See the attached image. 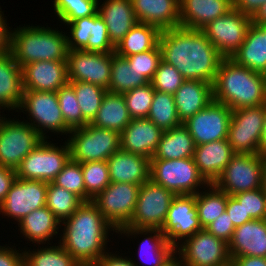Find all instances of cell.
<instances>
[{"label": "cell", "mask_w": 266, "mask_h": 266, "mask_svg": "<svg viewBox=\"0 0 266 266\" xmlns=\"http://www.w3.org/2000/svg\"><path fill=\"white\" fill-rule=\"evenodd\" d=\"M251 23L249 15L232 8L225 15L211 21L201 31L224 58H231L245 41Z\"/></svg>", "instance_id": "obj_13"}, {"label": "cell", "mask_w": 266, "mask_h": 266, "mask_svg": "<svg viewBox=\"0 0 266 266\" xmlns=\"http://www.w3.org/2000/svg\"><path fill=\"white\" fill-rule=\"evenodd\" d=\"M1 107V106H0ZM1 109V108H0ZM1 116V115H0ZM5 118H3V117H0V125H1V123H2V121L4 120Z\"/></svg>", "instance_id": "obj_64"}, {"label": "cell", "mask_w": 266, "mask_h": 266, "mask_svg": "<svg viewBox=\"0 0 266 266\" xmlns=\"http://www.w3.org/2000/svg\"><path fill=\"white\" fill-rule=\"evenodd\" d=\"M81 266H91V264H84V265H81Z\"/></svg>", "instance_id": "obj_66"}, {"label": "cell", "mask_w": 266, "mask_h": 266, "mask_svg": "<svg viewBox=\"0 0 266 266\" xmlns=\"http://www.w3.org/2000/svg\"><path fill=\"white\" fill-rule=\"evenodd\" d=\"M232 109L212 101L194 116L183 122L195 145L227 139Z\"/></svg>", "instance_id": "obj_16"}, {"label": "cell", "mask_w": 266, "mask_h": 266, "mask_svg": "<svg viewBox=\"0 0 266 266\" xmlns=\"http://www.w3.org/2000/svg\"><path fill=\"white\" fill-rule=\"evenodd\" d=\"M235 155L227 139L197 145L193 159L199 173L212 184Z\"/></svg>", "instance_id": "obj_26"}, {"label": "cell", "mask_w": 266, "mask_h": 266, "mask_svg": "<svg viewBox=\"0 0 266 266\" xmlns=\"http://www.w3.org/2000/svg\"><path fill=\"white\" fill-rule=\"evenodd\" d=\"M84 184L85 202L91 201L102 192L110 183L107 161H94L81 163Z\"/></svg>", "instance_id": "obj_42"}, {"label": "cell", "mask_w": 266, "mask_h": 266, "mask_svg": "<svg viewBox=\"0 0 266 266\" xmlns=\"http://www.w3.org/2000/svg\"><path fill=\"white\" fill-rule=\"evenodd\" d=\"M226 212L235 228L253 220L250 216H246L245 209L233 195H228Z\"/></svg>", "instance_id": "obj_53"}, {"label": "cell", "mask_w": 266, "mask_h": 266, "mask_svg": "<svg viewBox=\"0 0 266 266\" xmlns=\"http://www.w3.org/2000/svg\"><path fill=\"white\" fill-rule=\"evenodd\" d=\"M131 120L123 94L107 91L98 113L89 124L121 133Z\"/></svg>", "instance_id": "obj_32"}, {"label": "cell", "mask_w": 266, "mask_h": 266, "mask_svg": "<svg viewBox=\"0 0 266 266\" xmlns=\"http://www.w3.org/2000/svg\"><path fill=\"white\" fill-rule=\"evenodd\" d=\"M69 25L70 34L67 36L69 50H84L88 51V39L92 36L94 25V15L74 20L66 23Z\"/></svg>", "instance_id": "obj_49"}, {"label": "cell", "mask_w": 266, "mask_h": 266, "mask_svg": "<svg viewBox=\"0 0 266 266\" xmlns=\"http://www.w3.org/2000/svg\"><path fill=\"white\" fill-rule=\"evenodd\" d=\"M52 182L55 185L74 193L85 202V184L81 163L73 161L70 158L63 170Z\"/></svg>", "instance_id": "obj_46"}, {"label": "cell", "mask_w": 266, "mask_h": 266, "mask_svg": "<svg viewBox=\"0 0 266 266\" xmlns=\"http://www.w3.org/2000/svg\"><path fill=\"white\" fill-rule=\"evenodd\" d=\"M0 246V266H24L23 265V252H17L16 249L5 248Z\"/></svg>", "instance_id": "obj_55"}, {"label": "cell", "mask_w": 266, "mask_h": 266, "mask_svg": "<svg viewBox=\"0 0 266 266\" xmlns=\"http://www.w3.org/2000/svg\"><path fill=\"white\" fill-rule=\"evenodd\" d=\"M125 58L130 68H133L139 75H143L150 82L162 60V51L158 44L154 49L133 54Z\"/></svg>", "instance_id": "obj_48"}, {"label": "cell", "mask_w": 266, "mask_h": 266, "mask_svg": "<svg viewBox=\"0 0 266 266\" xmlns=\"http://www.w3.org/2000/svg\"><path fill=\"white\" fill-rule=\"evenodd\" d=\"M16 178V170L0 166V204L4 201Z\"/></svg>", "instance_id": "obj_54"}, {"label": "cell", "mask_w": 266, "mask_h": 266, "mask_svg": "<svg viewBox=\"0 0 266 266\" xmlns=\"http://www.w3.org/2000/svg\"><path fill=\"white\" fill-rule=\"evenodd\" d=\"M115 47L110 42L107 26L97 12L94 15L92 36L88 39V52L114 53Z\"/></svg>", "instance_id": "obj_51"}, {"label": "cell", "mask_w": 266, "mask_h": 266, "mask_svg": "<svg viewBox=\"0 0 266 266\" xmlns=\"http://www.w3.org/2000/svg\"><path fill=\"white\" fill-rule=\"evenodd\" d=\"M22 68L10 51L0 54V106L18 109L23 96Z\"/></svg>", "instance_id": "obj_30"}, {"label": "cell", "mask_w": 266, "mask_h": 266, "mask_svg": "<svg viewBox=\"0 0 266 266\" xmlns=\"http://www.w3.org/2000/svg\"><path fill=\"white\" fill-rule=\"evenodd\" d=\"M91 266H100L98 263H93Z\"/></svg>", "instance_id": "obj_65"}, {"label": "cell", "mask_w": 266, "mask_h": 266, "mask_svg": "<svg viewBox=\"0 0 266 266\" xmlns=\"http://www.w3.org/2000/svg\"><path fill=\"white\" fill-rule=\"evenodd\" d=\"M140 185L111 182L91 202L112 225V230L119 231L128 225L134 213Z\"/></svg>", "instance_id": "obj_11"}, {"label": "cell", "mask_w": 266, "mask_h": 266, "mask_svg": "<svg viewBox=\"0 0 266 266\" xmlns=\"http://www.w3.org/2000/svg\"><path fill=\"white\" fill-rule=\"evenodd\" d=\"M73 87L82 116L90 123L101 106L108 90L88 82H69Z\"/></svg>", "instance_id": "obj_41"}, {"label": "cell", "mask_w": 266, "mask_h": 266, "mask_svg": "<svg viewBox=\"0 0 266 266\" xmlns=\"http://www.w3.org/2000/svg\"><path fill=\"white\" fill-rule=\"evenodd\" d=\"M261 189L266 194V160H265V164H264L263 172H262Z\"/></svg>", "instance_id": "obj_63"}, {"label": "cell", "mask_w": 266, "mask_h": 266, "mask_svg": "<svg viewBox=\"0 0 266 266\" xmlns=\"http://www.w3.org/2000/svg\"><path fill=\"white\" fill-rule=\"evenodd\" d=\"M174 255H176V251L173 252L161 266H186L181 257H179L180 260H178Z\"/></svg>", "instance_id": "obj_62"}, {"label": "cell", "mask_w": 266, "mask_h": 266, "mask_svg": "<svg viewBox=\"0 0 266 266\" xmlns=\"http://www.w3.org/2000/svg\"><path fill=\"white\" fill-rule=\"evenodd\" d=\"M54 10L64 23L93 16L98 12V0H54Z\"/></svg>", "instance_id": "obj_44"}, {"label": "cell", "mask_w": 266, "mask_h": 266, "mask_svg": "<svg viewBox=\"0 0 266 266\" xmlns=\"http://www.w3.org/2000/svg\"><path fill=\"white\" fill-rule=\"evenodd\" d=\"M212 89L213 100L232 110L266 104V75L238 65L231 58L220 63Z\"/></svg>", "instance_id": "obj_3"}, {"label": "cell", "mask_w": 266, "mask_h": 266, "mask_svg": "<svg viewBox=\"0 0 266 266\" xmlns=\"http://www.w3.org/2000/svg\"><path fill=\"white\" fill-rule=\"evenodd\" d=\"M30 252V253H29ZM24 266H81L59 243V246L41 248L38 251H23Z\"/></svg>", "instance_id": "obj_40"}, {"label": "cell", "mask_w": 266, "mask_h": 266, "mask_svg": "<svg viewBox=\"0 0 266 266\" xmlns=\"http://www.w3.org/2000/svg\"><path fill=\"white\" fill-rule=\"evenodd\" d=\"M265 160L259 154H235L213 184L227 195L261 188Z\"/></svg>", "instance_id": "obj_10"}, {"label": "cell", "mask_w": 266, "mask_h": 266, "mask_svg": "<svg viewBox=\"0 0 266 266\" xmlns=\"http://www.w3.org/2000/svg\"><path fill=\"white\" fill-rule=\"evenodd\" d=\"M43 139L29 122L4 119L0 125V166L16 170Z\"/></svg>", "instance_id": "obj_9"}, {"label": "cell", "mask_w": 266, "mask_h": 266, "mask_svg": "<svg viewBox=\"0 0 266 266\" xmlns=\"http://www.w3.org/2000/svg\"><path fill=\"white\" fill-rule=\"evenodd\" d=\"M24 91L57 92L69 83L67 61H37L22 67Z\"/></svg>", "instance_id": "obj_20"}, {"label": "cell", "mask_w": 266, "mask_h": 266, "mask_svg": "<svg viewBox=\"0 0 266 266\" xmlns=\"http://www.w3.org/2000/svg\"><path fill=\"white\" fill-rule=\"evenodd\" d=\"M149 81L139 75L130 65L125 57L112 53L111 76L109 82V91L123 94L136 87L144 86Z\"/></svg>", "instance_id": "obj_37"}, {"label": "cell", "mask_w": 266, "mask_h": 266, "mask_svg": "<svg viewBox=\"0 0 266 266\" xmlns=\"http://www.w3.org/2000/svg\"><path fill=\"white\" fill-rule=\"evenodd\" d=\"M47 182L16 178L4 201L0 212L20 222L30 212L46 206Z\"/></svg>", "instance_id": "obj_18"}, {"label": "cell", "mask_w": 266, "mask_h": 266, "mask_svg": "<svg viewBox=\"0 0 266 266\" xmlns=\"http://www.w3.org/2000/svg\"><path fill=\"white\" fill-rule=\"evenodd\" d=\"M59 224L60 221L45 206L30 212L19 222L18 226L21 228L20 232L29 241L43 244L44 241H49L54 234L58 233L57 226H61Z\"/></svg>", "instance_id": "obj_34"}, {"label": "cell", "mask_w": 266, "mask_h": 266, "mask_svg": "<svg viewBox=\"0 0 266 266\" xmlns=\"http://www.w3.org/2000/svg\"><path fill=\"white\" fill-rule=\"evenodd\" d=\"M253 23L266 25V3H264L258 11L251 17Z\"/></svg>", "instance_id": "obj_60"}, {"label": "cell", "mask_w": 266, "mask_h": 266, "mask_svg": "<svg viewBox=\"0 0 266 266\" xmlns=\"http://www.w3.org/2000/svg\"><path fill=\"white\" fill-rule=\"evenodd\" d=\"M175 195L151 180L140 186L136 207L126 227L138 229H161L169 206Z\"/></svg>", "instance_id": "obj_12"}, {"label": "cell", "mask_w": 266, "mask_h": 266, "mask_svg": "<svg viewBox=\"0 0 266 266\" xmlns=\"http://www.w3.org/2000/svg\"><path fill=\"white\" fill-rule=\"evenodd\" d=\"M233 8L252 17L266 0H232Z\"/></svg>", "instance_id": "obj_56"}, {"label": "cell", "mask_w": 266, "mask_h": 266, "mask_svg": "<svg viewBox=\"0 0 266 266\" xmlns=\"http://www.w3.org/2000/svg\"><path fill=\"white\" fill-rule=\"evenodd\" d=\"M259 155L266 159V109L264 116L263 132L261 136V142L259 145Z\"/></svg>", "instance_id": "obj_61"}, {"label": "cell", "mask_w": 266, "mask_h": 266, "mask_svg": "<svg viewBox=\"0 0 266 266\" xmlns=\"http://www.w3.org/2000/svg\"><path fill=\"white\" fill-rule=\"evenodd\" d=\"M184 81V77L174 66L161 60L150 83L154 90L174 95Z\"/></svg>", "instance_id": "obj_47"}, {"label": "cell", "mask_w": 266, "mask_h": 266, "mask_svg": "<svg viewBox=\"0 0 266 266\" xmlns=\"http://www.w3.org/2000/svg\"><path fill=\"white\" fill-rule=\"evenodd\" d=\"M112 53L69 50L67 70L69 82H88L109 91Z\"/></svg>", "instance_id": "obj_17"}, {"label": "cell", "mask_w": 266, "mask_h": 266, "mask_svg": "<svg viewBox=\"0 0 266 266\" xmlns=\"http://www.w3.org/2000/svg\"><path fill=\"white\" fill-rule=\"evenodd\" d=\"M195 143L188 129L182 124L163 131L158 147L150 160H177L193 158Z\"/></svg>", "instance_id": "obj_31"}, {"label": "cell", "mask_w": 266, "mask_h": 266, "mask_svg": "<svg viewBox=\"0 0 266 266\" xmlns=\"http://www.w3.org/2000/svg\"><path fill=\"white\" fill-rule=\"evenodd\" d=\"M147 119L151 120L162 131L183 124L177 115L174 95L157 90H155Z\"/></svg>", "instance_id": "obj_38"}, {"label": "cell", "mask_w": 266, "mask_h": 266, "mask_svg": "<svg viewBox=\"0 0 266 266\" xmlns=\"http://www.w3.org/2000/svg\"><path fill=\"white\" fill-rule=\"evenodd\" d=\"M177 115L183 123L213 101L212 84L200 80H185L174 94Z\"/></svg>", "instance_id": "obj_29"}, {"label": "cell", "mask_w": 266, "mask_h": 266, "mask_svg": "<svg viewBox=\"0 0 266 266\" xmlns=\"http://www.w3.org/2000/svg\"><path fill=\"white\" fill-rule=\"evenodd\" d=\"M150 180L175 196L197 194L198 186L209 184L199 173L193 158L150 160Z\"/></svg>", "instance_id": "obj_6"}, {"label": "cell", "mask_w": 266, "mask_h": 266, "mask_svg": "<svg viewBox=\"0 0 266 266\" xmlns=\"http://www.w3.org/2000/svg\"><path fill=\"white\" fill-rule=\"evenodd\" d=\"M205 229L215 237L229 243L233 236L235 227L229 218V215L225 211Z\"/></svg>", "instance_id": "obj_52"}, {"label": "cell", "mask_w": 266, "mask_h": 266, "mask_svg": "<svg viewBox=\"0 0 266 266\" xmlns=\"http://www.w3.org/2000/svg\"><path fill=\"white\" fill-rule=\"evenodd\" d=\"M231 59L238 65L266 75V25L252 22L245 41Z\"/></svg>", "instance_id": "obj_28"}, {"label": "cell", "mask_w": 266, "mask_h": 266, "mask_svg": "<svg viewBox=\"0 0 266 266\" xmlns=\"http://www.w3.org/2000/svg\"><path fill=\"white\" fill-rule=\"evenodd\" d=\"M118 255H109V253H105L104 256L98 261L100 266H138L136 265L133 260L130 258H122V256Z\"/></svg>", "instance_id": "obj_57"}, {"label": "cell", "mask_w": 266, "mask_h": 266, "mask_svg": "<svg viewBox=\"0 0 266 266\" xmlns=\"http://www.w3.org/2000/svg\"><path fill=\"white\" fill-rule=\"evenodd\" d=\"M163 131L147 118L132 119L120 133V149L151 159Z\"/></svg>", "instance_id": "obj_21"}, {"label": "cell", "mask_w": 266, "mask_h": 266, "mask_svg": "<svg viewBox=\"0 0 266 266\" xmlns=\"http://www.w3.org/2000/svg\"><path fill=\"white\" fill-rule=\"evenodd\" d=\"M168 242L176 249L177 240H186L202 230L194 195H177L169 206L165 222L160 229Z\"/></svg>", "instance_id": "obj_19"}, {"label": "cell", "mask_w": 266, "mask_h": 266, "mask_svg": "<svg viewBox=\"0 0 266 266\" xmlns=\"http://www.w3.org/2000/svg\"><path fill=\"white\" fill-rule=\"evenodd\" d=\"M67 140L73 161L84 163L106 161L120 149V133L87 124L70 131Z\"/></svg>", "instance_id": "obj_5"}, {"label": "cell", "mask_w": 266, "mask_h": 266, "mask_svg": "<svg viewBox=\"0 0 266 266\" xmlns=\"http://www.w3.org/2000/svg\"><path fill=\"white\" fill-rule=\"evenodd\" d=\"M62 223L65 227L60 244L64 249L80 265L98 263L106 253L104 246L108 242V229L112 227L98 208L91 201L84 202Z\"/></svg>", "instance_id": "obj_2"}, {"label": "cell", "mask_w": 266, "mask_h": 266, "mask_svg": "<svg viewBox=\"0 0 266 266\" xmlns=\"http://www.w3.org/2000/svg\"><path fill=\"white\" fill-rule=\"evenodd\" d=\"M162 60L174 66L185 80L213 84L224 57L201 30L182 27L161 31Z\"/></svg>", "instance_id": "obj_1"}, {"label": "cell", "mask_w": 266, "mask_h": 266, "mask_svg": "<svg viewBox=\"0 0 266 266\" xmlns=\"http://www.w3.org/2000/svg\"><path fill=\"white\" fill-rule=\"evenodd\" d=\"M84 201L74 193L49 182L47 185L46 207L61 222L72 216Z\"/></svg>", "instance_id": "obj_39"}, {"label": "cell", "mask_w": 266, "mask_h": 266, "mask_svg": "<svg viewBox=\"0 0 266 266\" xmlns=\"http://www.w3.org/2000/svg\"><path fill=\"white\" fill-rule=\"evenodd\" d=\"M18 109L29 113V119L32 117L29 124L44 139L47 138L46 133H44L47 129L51 132L64 134L71 131L63 119L56 92L24 91Z\"/></svg>", "instance_id": "obj_14"}, {"label": "cell", "mask_w": 266, "mask_h": 266, "mask_svg": "<svg viewBox=\"0 0 266 266\" xmlns=\"http://www.w3.org/2000/svg\"><path fill=\"white\" fill-rule=\"evenodd\" d=\"M46 139L37 145L16 169L19 179L52 182L70 160V147H56Z\"/></svg>", "instance_id": "obj_7"}, {"label": "cell", "mask_w": 266, "mask_h": 266, "mask_svg": "<svg viewBox=\"0 0 266 266\" xmlns=\"http://www.w3.org/2000/svg\"><path fill=\"white\" fill-rule=\"evenodd\" d=\"M155 90L151 83L123 93L126 106L132 119L147 118Z\"/></svg>", "instance_id": "obj_45"}, {"label": "cell", "mask_w": 266, "mask_h": 266, "mask_svg": "<svg viewBox=\"0 0 266 266\" xmlns=\"http://www.w3.org/2000/svg\"><path fill=\"white\" fill-rule=\"evenodd\" d=\"M179 246L176 247V252L186 266L231 265L228 243L215 237L206 229L198 231Z\"/></svg>", "instance_id": "obj_15"}, {"label": "cell", "mask_w": 266, "mask_h": 266, "mask_svg": "<svg viewBox=\"0 0 266 266\" xmlns=\"http://www.w3.org/2000/svg\"><path fill=\"white\" fill-rule=\"evenodd\" d=\"M98 13L107 26L110 42L114 47L138 23L132 0H105L98 8Z\"/></svg>", "instance_id": "obj_27"}, {"label": "cell", "mask_w": 266, "mask_h": 266, "mask_svg": "<svg viewBox=\"0 0 266 266\" xmlns=\"http://www.w3.org/2000/svg\"><path fill=\"white\" fill-rule=\"evenodd\" d=\"M161 31L152 25L138 22L115 47V53L122 57L154 49L159 44Z\"/></svg>", "instance_id": "obj_35"}, {"label": "cell", "mask_w": 266, "mask_h": 266, "mask_svg": "<svg viewBox=\"0 0 266 266\" xmlns=\"http://www.w3.org/2000/svg\"><path fill=\"white\" fill-rule=\"evenodd\" d=\"M243 206L246 216L252 219H265L266 194L261 188L233 195Z\"/></svg>", "instance_id": "obj_50"}, {"label": "cell", "mask_w": 266, "mask_h": 266, "mask_svg": "<svg viewBox=\"0 0 266 266\" xmlns=\"http://www.w3.org/2000/svg\"><path fill=\"white\" fill-rule=\"evenodd\" d=\"M232 8V0H180V27L201 30Z\"/></svg>", "instance_id": "obj_25"}, {"label": "cell", "mask_w": 266, "mask_h": 266, "mask_svg": "<svg viewBox=\"0 0 266 266\" xmlns=\"http://www.w3.org/2000/svg\"><path fill=\"white\" fill-rule=\"evenodd\" d=\"M266 104L232 111L227 140L235 154H259Z\"/></svg>", "instance_id": "obj_8"}, {"label": "cell", "mask_w": 266, "mask_h": 266, "mask_svg": "<svg viewBox=\"0 0 266 266\" xmlns=\"http://www.w3.org/2000/svg\"><path fill=\"white\" fill-rule=\"evenodd\" d=\"M110 181L142 186L150 180V159L119 149L107 160Z\"/></svg>", "instance_id": "obj_23"}, {"label": "cell", "mask_w": 266, "mask_h": 266, "mask_svg": "<svg viewBox=\"0 0 266 266\" xmlns=\"http://www.w3.org/2000/svg\"><path fill=\"white\" fill-rule=\"evenodd\" d=\"M10 52L21 68L37 61H67V36L44 26L20 27L11 32Z\"/></svg>", "instance_id": "obj_4"}, {"label": "cell", "mask_w": 266, "mask_h": 266, "mask_svg": "<svg viewBox=\"0 0 266 266\" xmlns=\"http://www.w3.org/2000/svg\"><path fill=\"white\" fill-rule=\"evenodd\" d=\"M207 187H210L211 191L205 190L201 194L199 192L195 194L197 214L202 229L208 227L226 211L228 202V195L213 183L208 184Z\"/></svg>", "instance_id": "obj_36"}, {"label": "cell", "mask_w": 266, "mask_h": 266, "mask_svg": "<svg viewBox=\"0 0 266 266\" xmlns=\"http://www.w3.org/2000/svg\"><path fill=\"white\" fill-rule=\"evenodd\" d=\"M56 94L63 119L70 130L82 128L89 123L82 116L74 89L69 83L61 87Z\"/></svg>", "instance_id": "obj_43"}, {"label": "cell", "mask_w": 266, "mask_h": 266, "mask_svg": "<svg viewBox=\"0 0 266 266\" xmlns=\"http://www.w3.org/2000/svg\"><path fill=\"white\" fill-rule=\"evenodd\" d=\"M231 266H266V258L264 257H234L231 259Z\"/></svg>", "instance_id": "obj_59"}, {"label": "cell", "mask_w": 266, "mask_h": 266, "mask_svg": "<svg viewBox=\"0 0 266 266\" xmlns=\"http://www.w3.org/2000/svg\"><path fill=\"white\" fill-rule=\"evenodd\" d=\"M125 235H135L136 234H155L151 235L149 237L144 238V240L141 242V245L139 247V257L144 261L145 255L149 256L151 259L148 261L146 260L145 263L149 266H161L168 258L169 256L176 251V249L168 242L166 236L162 233L160 229H138V228H128L123 227L119 231H117ZM152 232V233H151ZM130 234V235H129ZM147 252V253H146ZM148 258V257H146Z\"/></svg>", "instance_id": "obj_33"}, {"label": "cell", "mask_w": 266, "mask_h": 266, "mask_svg": "<svg viewBox=\"0 0 266 266\" xmlns=\"http://www.w3.org/2000/svg\"><path fill=\"white\" fill-rule=\"evenodd\" d=\"M136 19L160 31L180 27V0H132Z\"/></svg>", "instance_id": "obj_24"}, {"label": "cell", "mask_w": 266, "mask_h": 266, "mask_svg": "<svg viewBox=\"0 0 266 266\" xmlns=\"http://www.w3.org/2000/svg\"><path fill=\"white\" fill-rule=\"evenodd\" d=\"M0 11V54L10 51L11 31L8 30L6 20Z\"/></svg>", "instance_id": "obj_58"}, {"label": "cell", "mask_w": 266, "mask_h": 266, "mask_svg": "<svg viewBox=\"0 0 266 266\" xmlns=\"http://www.w3.org/2000/svg\"><path fill=\"white\" fill-rule=\"evenodd\" d=\"M228 250L231 259L243 256L266 258V220L253 219L236 227Z\"/></svg>", "instance_id": "obj_22"}]
</instances>
